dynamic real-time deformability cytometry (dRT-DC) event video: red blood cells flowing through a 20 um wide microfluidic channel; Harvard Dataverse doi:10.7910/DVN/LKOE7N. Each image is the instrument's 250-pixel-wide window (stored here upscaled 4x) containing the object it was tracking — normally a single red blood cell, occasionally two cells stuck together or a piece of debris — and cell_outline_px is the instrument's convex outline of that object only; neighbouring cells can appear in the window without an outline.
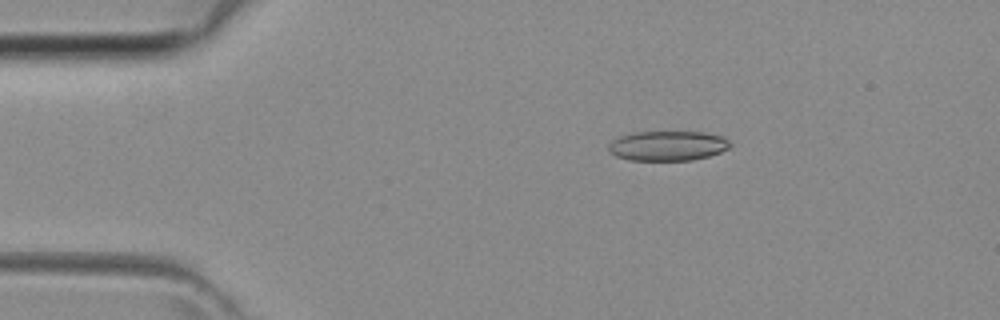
{"species": "common noctule bat (a hibernating species)", "species_latin": "Nyctalus noctula", "temperature_condition": "room temperature", "stored_images_in_passage": 27, "camera_frame_rate_fps": 3000, "um_per_image_px": 0.085, "animal": {"sex": "female", "body_mass_g": 29.2, "forearm_length_mm": 56.3}, "frame": {"image": 1, "passage_image": 3, "time_ms": 0.667, "image_size_px": [1000, 320], "cell_outline_px": [[732, 144], [728, 148], [720, 152], [708, 156], [692, 160], [628, 160], [616, 156], [608, 152], [608, 144], [612, 140], [620, 136], [632, 132], [704, 132], [724, 136]], "centroid_in_image_um": [56.73, 12.39], "position_along_channel_um": 28.3, "area_um2": 21.27}}
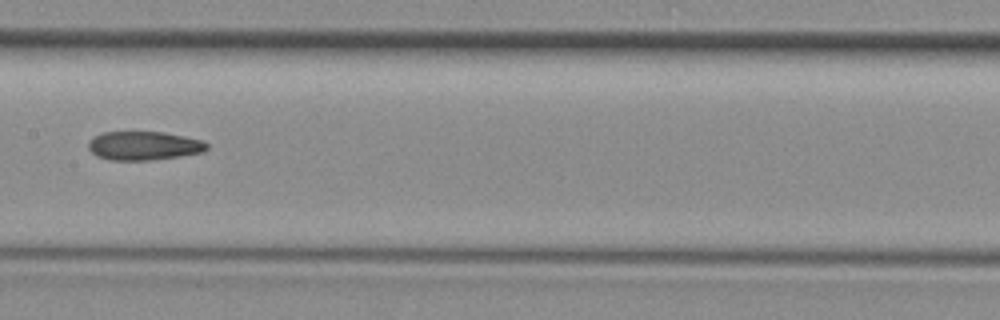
{"frame": {"image": 2, "passage_image": 17, "time_ms": 5.333, "image_size_px": [1000, 320], "cell_outline_px": [[208, 148], [204, 152], [180, 156], [152, 160], [112, 160], [96, 156], [88, 148], [88, 144], [96, 136], [104, 132], [164, 132], [204, 140], [208, 144]], "centroid_in_image_um": [12.28, 12.39], "position_along_channel_um": 195.1, "area_um2": 19.83}}
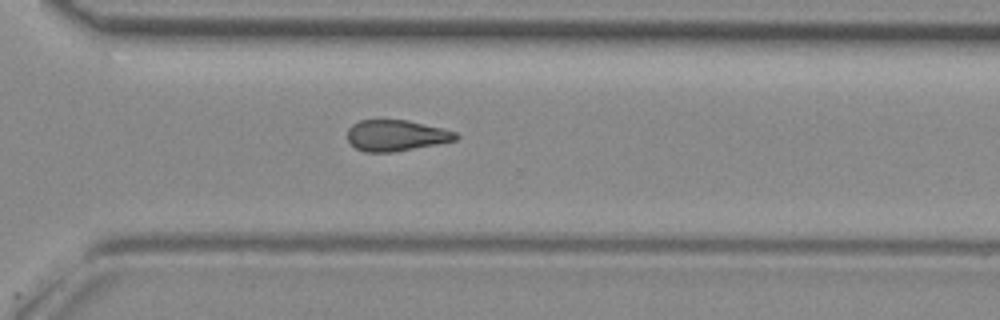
{"frame": {"image": 3, "passage_image": 26, "time_ms": 8.333, "image_size_px": [1000, 320], "cell_outline_px": [[460, 136], [456, 140], [436, 144], [392, 152], [364, 152], [356, 148], [348, 140], [348, 128], [352, 124], [360, 120], [408, 120], [456, 132]], "centroid_in_image_um": [33.65, 11.51], "position_along_channel_um": 337.0, "area_um2": 19.42}}